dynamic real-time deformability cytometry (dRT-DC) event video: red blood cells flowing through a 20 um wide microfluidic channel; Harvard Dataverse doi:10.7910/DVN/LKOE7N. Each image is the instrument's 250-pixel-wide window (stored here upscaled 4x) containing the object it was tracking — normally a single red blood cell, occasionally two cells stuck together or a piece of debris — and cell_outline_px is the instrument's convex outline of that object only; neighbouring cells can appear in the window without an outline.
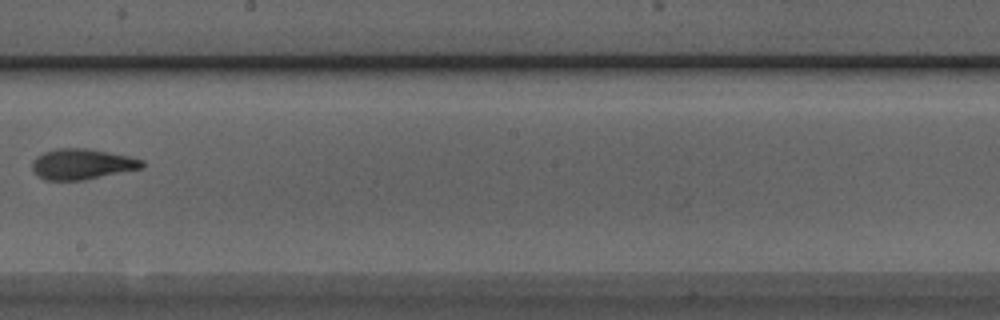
{"species": "Egyptian fruit bat (a non-hibernating species)", "species_latin": "Rousettus aegyptiacus", "temperature_condition": "room temperature", "stored_images_in_passage": 9, "camera_frame_rate_fps": 3000, "um_per_image_px": 0.085, "animal": {"sex": "male"}, "frame": {"image": 1, "passage_image": 9, "time_ms": 2.667, "image_size_px": [1000, 320], "cell_outline_px": [[144, 168], [84, 180], [44, 180], [32, 168], [32, 160], [36, 156], [44, 152], [60, 148], [88, 148], [128, 156], [144, 160]], "centroid_in_image_um": [6.99, 13.95], "position_along_channel_um": 241.2, "area_um2": 19.59}}